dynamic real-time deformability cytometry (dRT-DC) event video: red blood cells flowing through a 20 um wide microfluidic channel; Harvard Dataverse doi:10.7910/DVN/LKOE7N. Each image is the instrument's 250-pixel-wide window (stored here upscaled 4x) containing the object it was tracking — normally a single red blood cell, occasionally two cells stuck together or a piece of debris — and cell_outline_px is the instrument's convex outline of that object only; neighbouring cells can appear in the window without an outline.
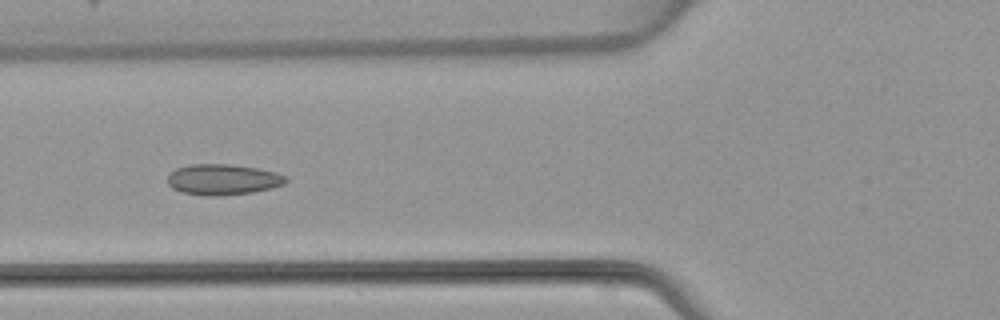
{"species": "common noctule bat (a hibernating species)", "species_latin": "Nyctalus noctula", "temperature_condition": "warm", "stored_images_in_passage": 5, "camera_frame_rate_fps": 3000, "um_per_image_px": 0.085, "animal": {"sex": "female", "body_mass_g": 22.7, "forearm_length_mm": 54.2}, "frame": {"image": 1, "passage_image": 5, "time_ms": 5.667, "image_size_px": [1000, 320], "cell_outline_px": [[288, 180], [284, 184], [272, 188], [252, 192], [216, 196], [208, 196], [180, 192], [172, 188], [168, 184], [168, 176], [176, 168], [188, 164], [232, 164], [256, 168], [276, 172], [284, 176]], "centroid_in_image_um": [18.93, 15.25], "position_along_channel_um": 106.9, "area_um2": 21.21}}